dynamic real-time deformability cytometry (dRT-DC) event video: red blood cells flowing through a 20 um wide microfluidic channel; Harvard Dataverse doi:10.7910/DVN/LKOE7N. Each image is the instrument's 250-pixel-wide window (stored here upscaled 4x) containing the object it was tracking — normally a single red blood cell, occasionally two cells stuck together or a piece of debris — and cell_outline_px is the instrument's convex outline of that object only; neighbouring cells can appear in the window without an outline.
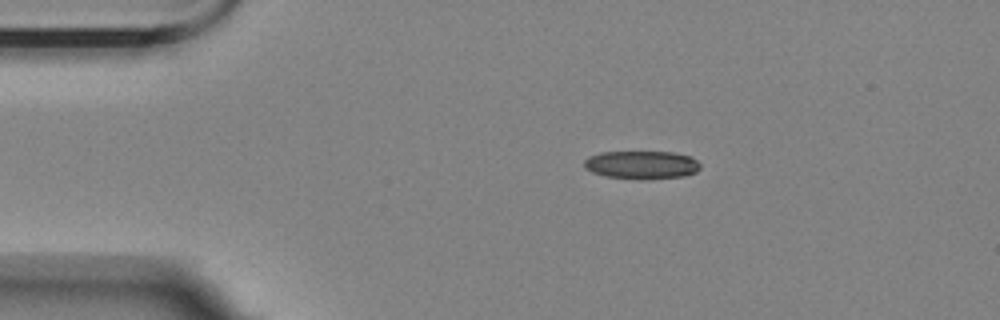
{"species": "Egyptian fruit bat (a non-hibernating species)", "species_latin": "Rousettus aegyptiacus", "temperature_condition": "room temperature", "stored_images_in_passage": 3, "segment_of_instrument_passage": [1, 2], "camera_frame_rate_fps": 3000, "um_per_image_px": 0.085, "animal": {"sex": "female"}, "frame": {"image": 1, "passage_image": 1, "time_ms": 0.0, "image_size_px": [1000, 320], "cell_outline_px": [[700, 168], [696, 172], [684, 176], [644, 180], [640, 180], [604, 176], [592, 172], [584, 168], [584, 160], [588, 156], [600, 152], [672, 152], [692, 156], [700, 164]], "centroid_in_image_um": [54.53, 14.02], "position_along_channel_um": 30.5, "area_um2": 19.36}}